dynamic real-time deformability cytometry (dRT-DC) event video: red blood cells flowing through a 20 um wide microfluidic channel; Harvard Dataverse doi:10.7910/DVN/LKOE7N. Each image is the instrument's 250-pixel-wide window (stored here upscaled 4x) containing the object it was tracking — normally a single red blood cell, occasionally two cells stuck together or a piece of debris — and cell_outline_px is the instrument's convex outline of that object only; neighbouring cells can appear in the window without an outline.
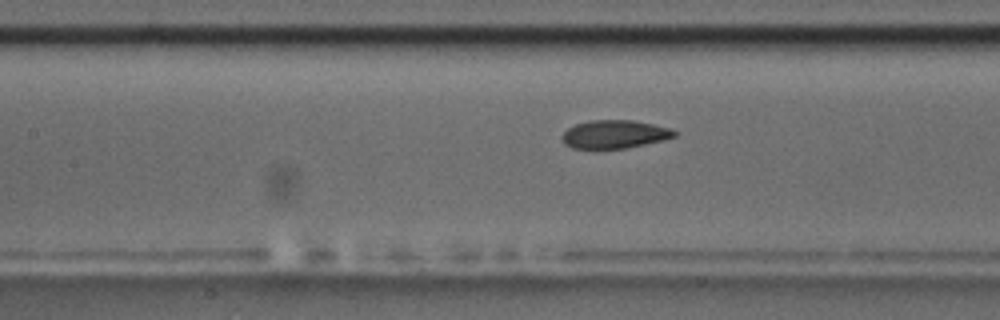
{"species": "common noctule bat (a hibernating species)", "species_latin": "Nyctalus noctula", "temperature_condition": "room temperature", "stored_images_in_passage": 38, "camera_frame_rate_fps": 3000, "um_per_image_px": 0.085, "animal": {"sex": "male", "body_mass_g": 17.5, "forearm_length_mm": 52.3}, "frame": {"image": 1, "passage_image": 17, "time_ms": 5.333, "image_size_px": [1000, 320], "cell_outline_px": [[676, 136], [664, 140], [628, 148], [572, 148], [564, 144], [560, 140], [560, 136], [568, 128], [576, 124], [588, 120], [632, 120], [672, 128], [676, 132]], "centroid_in_image_um": [52.22, 11.41], "position_along_channel_um": 155.2, "area_um2": 18.61}}
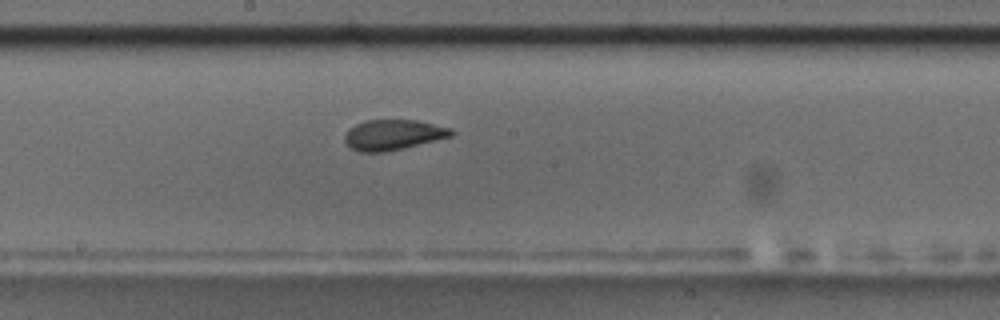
{"frame": {"image": 2, "passage_image": 22, "time_ms": 7.0, "image_size_px": [1000, 320], "cell_outline_px": [[456, 132], [452, 136], [404, 148], [384, 152], [360, 152], [352, 148], [344, 140], [344, 136], [348, 128], [364, 120], [416, 120], [452, 128]], "centroid_in_image_um": [33.42, 11.45], "position_along_channel_um": 214.8, "area_um2": 18.9}}